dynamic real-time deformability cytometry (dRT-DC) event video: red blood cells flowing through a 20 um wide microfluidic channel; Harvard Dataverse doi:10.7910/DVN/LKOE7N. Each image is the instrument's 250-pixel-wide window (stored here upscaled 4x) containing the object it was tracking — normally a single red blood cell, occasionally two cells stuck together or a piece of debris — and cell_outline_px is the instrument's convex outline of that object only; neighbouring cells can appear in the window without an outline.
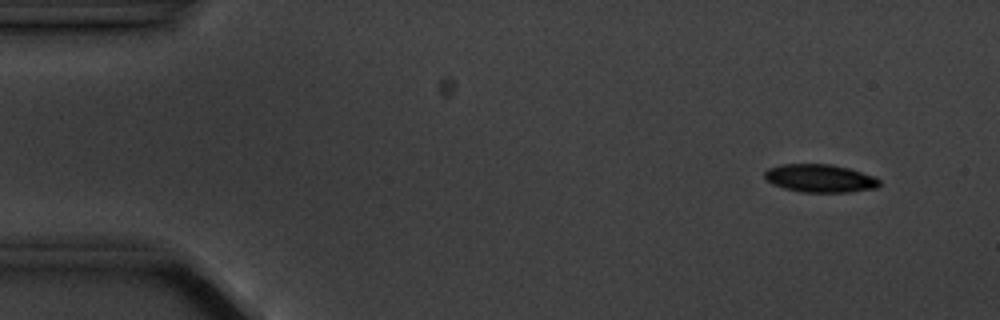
{"species": "common noctule bat (a hibernating species)", "species_latin": "Nyctalus noctula", "temperature_condition": "cold", "stored_images_in_passage": 6, "segment_of_instrument_passage": [1, 2], "camera_frame_rate_fps": 3000, "um_per_image_px": 0.085, "animal": {"sex": "male", "body_mass_g": 20.1, "forearm_length_mm": 53.5}, "frame": {"image": 1, "passage_image": 2, "time_ms": 1.0, "image_size_px": [1000, 320], "cell_outline_px": [[880, 184], [876, 188], [852, 192], [804, 192], [784, 188], [772, 184], [764, 176], [764, 172], [768, 168], [780, 164], [832, 164], [848, 168], [872, 176], [880, 180]], "centroid_in_image_um": [69.68, 15.15], "position_along_channel_um": 15.3, "area_um2": 18.67}}